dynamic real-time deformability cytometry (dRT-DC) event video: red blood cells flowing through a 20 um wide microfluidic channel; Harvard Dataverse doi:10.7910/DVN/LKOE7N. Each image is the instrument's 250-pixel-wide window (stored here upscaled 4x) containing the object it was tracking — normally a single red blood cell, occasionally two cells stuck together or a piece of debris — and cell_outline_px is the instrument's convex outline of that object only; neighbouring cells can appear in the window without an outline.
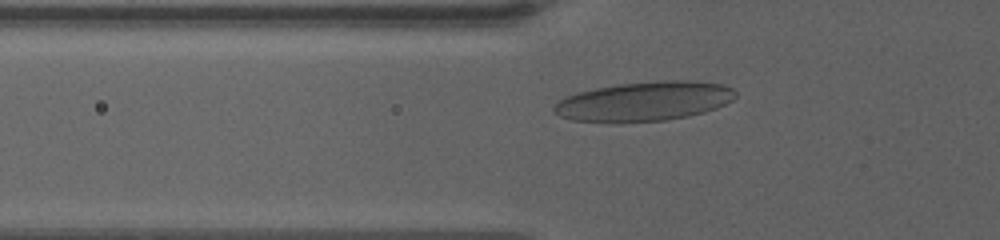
{"species": "human", "species_latin": "Homo sapiens", "temperature_condition": "warm", "stored_images_in_passage": 8, "camera_frame_rate_fps": 3000, "um_per_image_px": 0.085, "donor": {"sex": "female"}, "frame": {"image": 1, "passage_image": 7, "time_ms": 4.667, "image_size_px": [1000, 240], "cell_outline_px": [[736, 96], [732, 100], [716, 108], [704, 112], [688, 116], [664, 120], [620, 124], [572, 120], [560, 116], [552, 108], [560, 100], [576, 92], [596, 88], [620, 84], [664, 80], [692, 80], [720, 84], [732, 88], [736, 92]], "centroid_in_image_um": [54.75, 8.63], "position_along_channel_um": 71.0, "area_um2": 41.91}}